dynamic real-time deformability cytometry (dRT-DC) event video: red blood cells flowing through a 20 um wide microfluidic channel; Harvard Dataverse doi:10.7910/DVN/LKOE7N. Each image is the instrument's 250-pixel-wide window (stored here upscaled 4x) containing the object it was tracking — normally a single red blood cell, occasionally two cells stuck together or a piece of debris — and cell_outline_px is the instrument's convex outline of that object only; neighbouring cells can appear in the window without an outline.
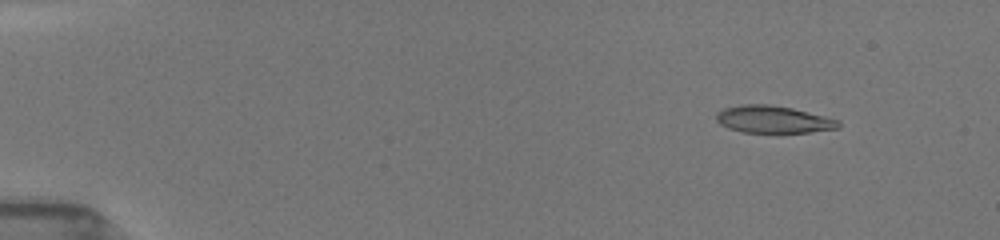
{"species": "common noctule bat (a hibernating species)", "species_latin": "Nyctalus noctula", "temperature_condition": "room temperature", "stored_images_in_passage": 35, "camera_frame_rate_fps": 3000, "um_per_image_px": 0.085, "animal": {"sex": "female", "body_mass_g": 19.5, "forearm_length_mm": 54.1}, "frame": {"image": 1, "passage_image": 6, "time_ms": 1.667, "image_size_px": [1000, 240], "cell_outline_px": [[840, 128], [808, 132], [740, 132], [728, 128], [720, 124], [716, 120], [716, 112], [724, 108], [744, 104], [768, 104], [792, 108], [840, 120]], "centroid_in_image_um": [65.71, 10.15], "position_along_channel_um": 19.3, "area_um2": 19.36}}
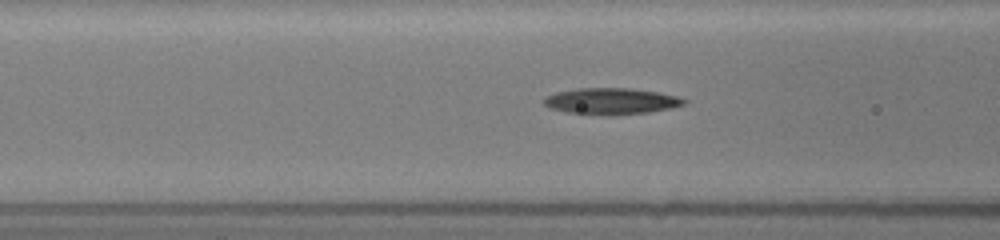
{"frame": {"image": 2, "passage_image": 24, "time_ms": 7.0, "image_size_px": [1000, 240], "cell_outline_px": [[688, 100], [684, 104], [668, 108], [648, 112], [616, 116], [604, 116], [568, 112], [548, 108], [544, 104], [544, 96], [556, 92], [576, 88], [628, 88], [656, 92], [676, 96]], "centroid_in_image_um": [51.89, 8.61], "position_along_channel_um": 114.7, "area_um2": 21.62}}
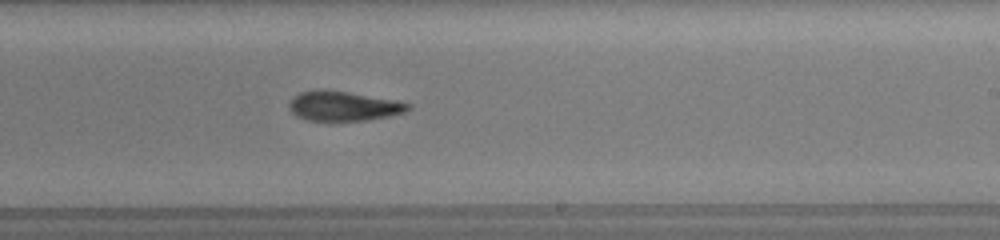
{"frame": {"image": 3, "passage_image": 34, "time_ms": 10.667, "image_size_px": [1000, 240], "cell_outline_px": [[412, 108], [404, 112], [388, 116], [364, 120], [304, 120], [296, 116], [288, 108], [288, 104], [292, 96], [300, 92], [316, 88], [324, 88], [396, 100], [412, 104]], "centroid_in_image_um": [29.14, 8.99], "position_along_channel_um": 259.9, "area_um2": 20.81}}